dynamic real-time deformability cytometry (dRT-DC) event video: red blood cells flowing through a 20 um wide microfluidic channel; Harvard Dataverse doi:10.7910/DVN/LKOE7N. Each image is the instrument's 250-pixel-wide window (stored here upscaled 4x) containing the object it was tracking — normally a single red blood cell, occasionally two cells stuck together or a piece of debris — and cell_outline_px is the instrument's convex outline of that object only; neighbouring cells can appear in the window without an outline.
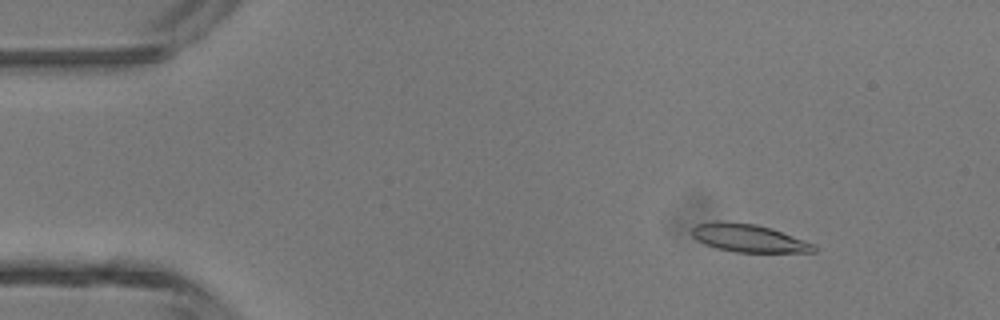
{"species": "common noctule bat (a hibernating species)", "species_latin": "Nyctalus noctula", "temperature_condition": "room temperature", "stored_images_in_passage": 4, "camera_frame_rate_fps": 3000, "um_per_image_px": 0.085, "animal": {"sex": "male", "body_mass_g": 13.3}, "frame": {"image": 1, "passage_image": 2, "time_ms": 0.333, "image_size_px": [1000, 320], "cell_outline_px": [[816, 252], [736, 252], [716, 248], [704, 244], [692, 236], [692, 228], [696, 224], [716, 220], [756, 224], [772, 228], [816, 244]], "centroid_in_image_um": [63.64, 20.23], "position_along_channel_um": 21.4, "area_um2": 20.0}}